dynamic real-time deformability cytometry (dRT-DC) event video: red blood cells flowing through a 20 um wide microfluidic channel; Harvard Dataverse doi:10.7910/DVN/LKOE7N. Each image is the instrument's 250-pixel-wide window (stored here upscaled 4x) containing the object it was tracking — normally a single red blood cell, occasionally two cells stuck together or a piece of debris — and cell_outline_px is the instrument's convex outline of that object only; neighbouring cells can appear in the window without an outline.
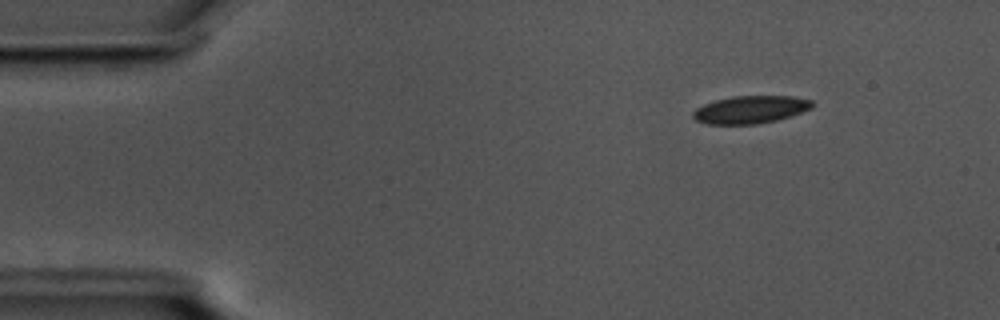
{"species": "common noctule bat (a hibernating species)", "species_latin": "Nyctalus noctula", "temperature_condition": "cold", "stored_images_in_passage": 11, "camera_frame_rate_fps": 3000, "um_per_image_px": 0.085, "animal": {"sex": "male", "body_mass_g": 17.5, "forearm_length_mm": 52.3}, "frame": {"image": 1, "passage_image": 1, "time_ms": 0.0, "image_size_px": [1000, 320], "cell_outline_px": [[816, 104], [812, 108], [776, 120], [756, 124], [708, 124], [696, 120], [692, 116], [692, 112], [696, 108], [704, 104], [716, 100], [732, 96], [792, 96], [812, 100]], "centroid_in_image_um": [63.79, 9.31], "position_along_channel_um": 21.2, "area_um2": 19.13}}